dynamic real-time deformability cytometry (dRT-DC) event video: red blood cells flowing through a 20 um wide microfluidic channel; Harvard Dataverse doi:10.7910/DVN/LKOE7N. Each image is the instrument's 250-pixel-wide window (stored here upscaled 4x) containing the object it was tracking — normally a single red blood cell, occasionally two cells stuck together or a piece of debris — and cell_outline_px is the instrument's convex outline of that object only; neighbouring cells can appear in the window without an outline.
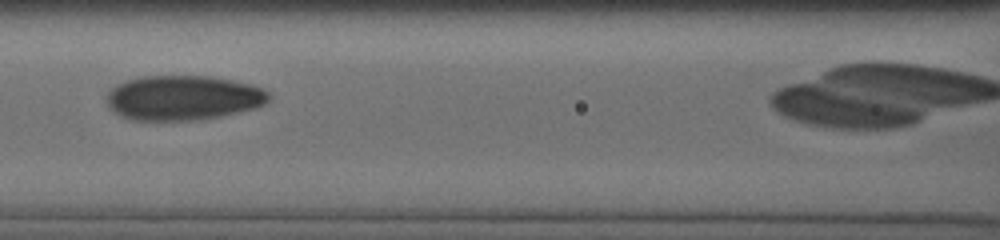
{"species": "human", "species_latin": "Homo sapiens", "temperature_condition": "cold", "stored_images_in_passage": 6, "camera_frame_rate_fps": 3000, "um_per_image_px": 0.085, "donor": {"sex": "male"}, "frame": {"image": 1, "passage_image": 4, "time_ms": 2.333, "image_size_px": [1000, 240], "cell_outline_px": [[268, 100], [264, 104], [256, 108], [220, 116], [200, 120], [132, 120], [120, 116], [108, 108], [108, 92], [116, 84], [124, 80], [140, 76], [212, 76], [252, 84], [268, 92]], "centroid_in_image_um": [15.53, 8.31], "position_along_channel_um": 151.1, "area_um2": 42.48}}